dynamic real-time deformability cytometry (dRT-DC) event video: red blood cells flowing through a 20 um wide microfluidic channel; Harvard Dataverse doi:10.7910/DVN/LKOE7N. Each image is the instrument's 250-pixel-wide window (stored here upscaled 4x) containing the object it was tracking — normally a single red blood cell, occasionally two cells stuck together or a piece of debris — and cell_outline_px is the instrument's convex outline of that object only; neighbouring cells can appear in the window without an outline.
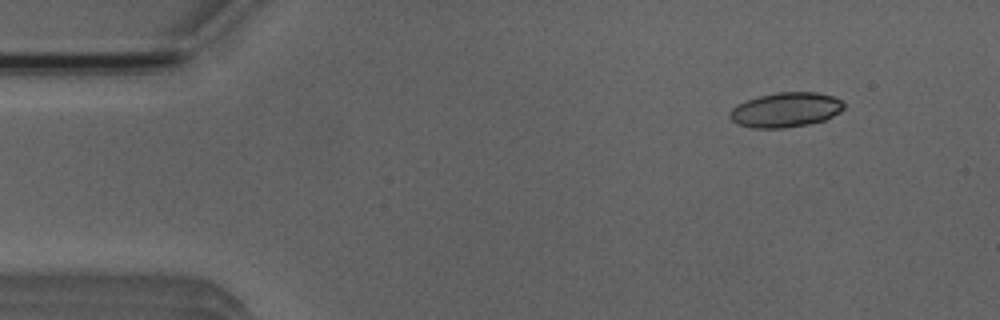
{"species": "Egyptian fruit bat (a non-hibernating species)", "species_latin": "Rousettus aegyptiacus", "temperature_condition": "room temperature", "stored_images_in_passage": 6, "camera_frame_rate_fps": 3000, "um_per_image_px": 0.085, "animal": {"sex": "male"}, "frame": {"image": 1, "passage_image": 2, "time_ms": 1.333, "image_size_px": [1000, 320], "cell_outline_px": [[844, 108], [840, 112], [824, 120], [808, 124], [784, 128], [752, 128], [736, 124], [728, 116], [728, 112], [736, 104], [760, 96], [776, 92], [816, 92], [832, 96], [840, 100], [844, 104]], "centroid_in_image_um": [66.75, 9.34], "position_along_channel_um": 18.3, "area_um2": 23.12}}
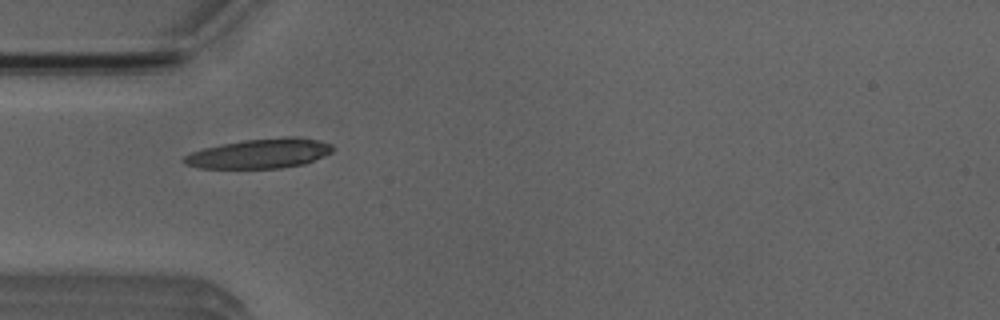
{"frame": {"image": 2, "passage_image": 5, "time_ms": 4.667, "image_size_px": [1000, 320], "cell_outline_px": [[336, 148], [332, 152], [324, 156], [304, 164], [280, 168], [200, 168], [184, 164], [180, 160], [184, 156], [192, 152], [204, 148], [244, 140], [284, 136], [300, 136], [332, 144]], "centroid_in_image_um": [22.11, 13.04], "position_along_channel_um": 62.9, "area_um2": 25.84}}